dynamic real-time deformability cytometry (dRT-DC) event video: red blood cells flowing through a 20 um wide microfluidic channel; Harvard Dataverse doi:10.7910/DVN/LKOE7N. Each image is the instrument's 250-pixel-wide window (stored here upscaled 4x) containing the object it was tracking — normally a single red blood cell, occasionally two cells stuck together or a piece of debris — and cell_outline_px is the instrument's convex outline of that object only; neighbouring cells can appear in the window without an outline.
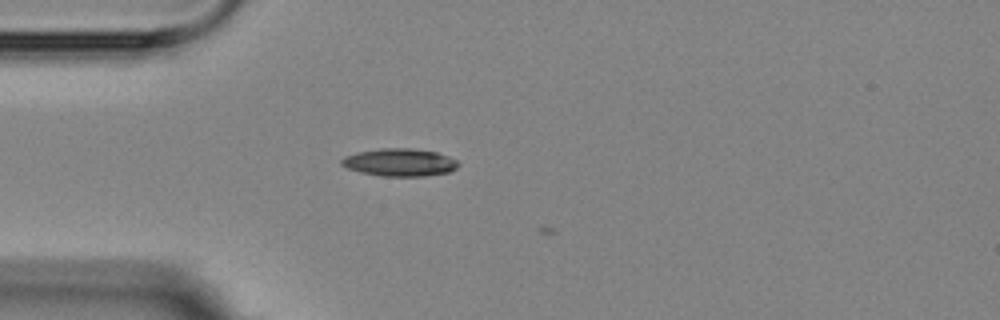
{"species": "Egyptian fruit bat (a non-hibernating species)", "species_latin": "Rousettus aegyptiacus", "temperature_condition": "room temperature", "stored_images_in_passage": 4, "camera_frame_rate_fps": 3000, "um_per_image_px": 0.085, "animal": {"sex": "female"}, "frame": {"image": 1, "passage_image": 4, "time_ms": 3.667, "image_size_px": [1000, 320], "cell_outline_px": [[460, 164], [456, 168], [448, 172], [424, 176], [380, 176], [360, 172], [348, 168], [340, 164], [340, 160], [344, 156], [356, 152], [380, 148], [412, 148], [436, 152], [448, 156], [456, 160]], "centroid_in_image_um": [33.94, 13.79], "position_along_channel_um": 51.1, "area_um2": 18.9}}